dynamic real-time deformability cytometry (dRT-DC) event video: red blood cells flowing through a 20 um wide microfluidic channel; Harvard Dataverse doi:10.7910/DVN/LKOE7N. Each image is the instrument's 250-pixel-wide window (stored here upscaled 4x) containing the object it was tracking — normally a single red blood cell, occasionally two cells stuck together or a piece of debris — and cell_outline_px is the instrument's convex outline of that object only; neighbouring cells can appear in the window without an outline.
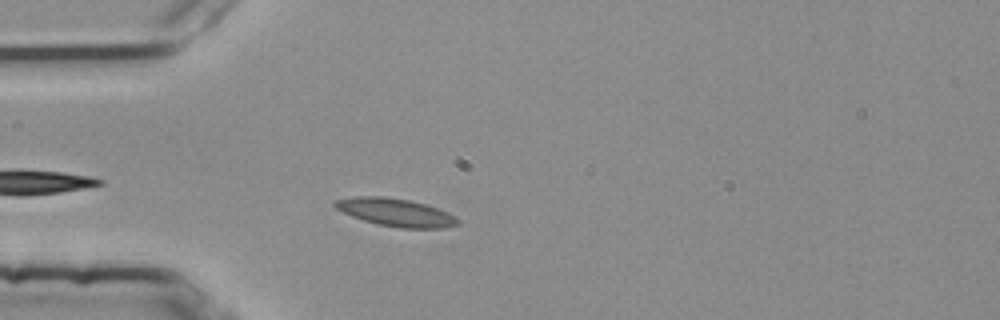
{"species": "common noctule bat (a hibernating species)", "species_latin": "Nyctalus noctula", "temperature_condition": "room temperature", "stored_images_in_passage": 3, "camera_frame_rate_fps": 3000, "um_per_image_px": 0.085, "animal": {"sex": "female", "body_mass_g": 25.1}, "frame": {"image": 1, "passage_image": 3, "time_ms": 0.667, "image_size_px": [1000, 320], "cell_outline_px": [[460, 224], [440, 228], [400, 228], [380, 224], [364, 220], [352, 216], [336, 208], [332, 204], [336, 200], [356, 196], [384, 196], [408, 200], [424, 204], [436, 208], [460, 220]], "centroid_in_image_um": [33.61, 18.05], "position_along_channel_um": 51.4, "area_um2": 19.48}}